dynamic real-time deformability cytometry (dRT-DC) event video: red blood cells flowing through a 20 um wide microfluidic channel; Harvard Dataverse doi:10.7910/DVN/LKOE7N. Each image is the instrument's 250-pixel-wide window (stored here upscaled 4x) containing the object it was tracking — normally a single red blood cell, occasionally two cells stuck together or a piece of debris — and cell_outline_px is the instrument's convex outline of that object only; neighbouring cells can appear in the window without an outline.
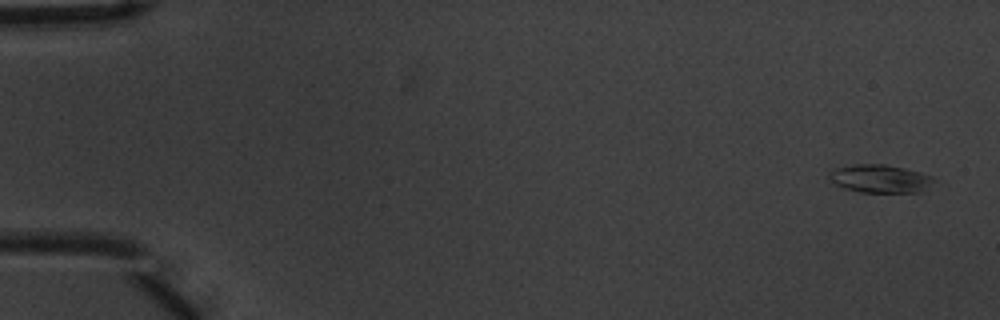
{"species": "common noctule bat (a hibernating species)", "species_latin": "Nyctalus noctula", "temperature_condition": "warm", "stored_images_in_passage": 6, "camera_frame_rate_fps": 3000, "um_per_image_px": 0.085, "animal": {"sex": "male", "body_mass_g": 20.1, "forearm_length_mm": 53.5}, "frame": {"image": 1, "passage_image": 1, "time_ms": 0.0, "image_size_px": [1000, 320], "cell_outline_px": [[936, 180], [920, 192], [860, 192], [844, 188], [836, 184], [828, 176], [828, 172], [836, 168], [852, 164], [884, 164], [904, 168], [920, 172], [932, 176]], "centroid_in_image_um": [74.8, 15.18], "position_along_channel_um": 10.2, "area_um2": 17.05}}